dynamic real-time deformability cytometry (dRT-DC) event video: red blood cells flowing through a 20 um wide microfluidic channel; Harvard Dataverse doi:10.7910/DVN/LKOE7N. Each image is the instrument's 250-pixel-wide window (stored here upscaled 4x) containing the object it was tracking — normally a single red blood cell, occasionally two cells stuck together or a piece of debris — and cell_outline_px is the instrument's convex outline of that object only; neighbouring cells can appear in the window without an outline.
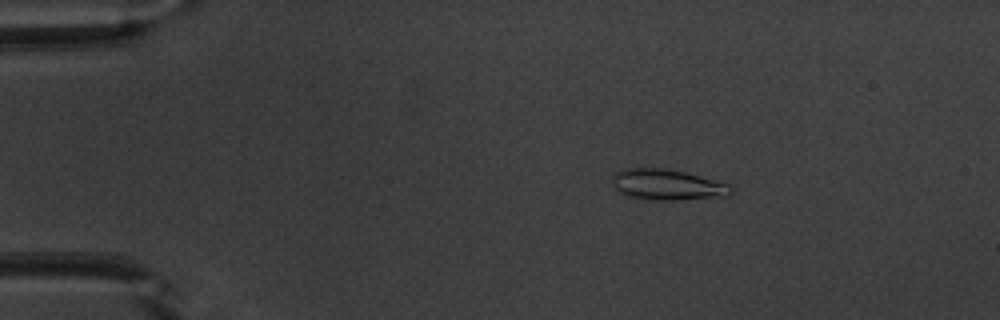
{"species": "common noctule bat (a hibernating species)", "species_latin": "Nyctalus noctula", "temperature_condition": "warm", "stored_images_in_passage": 50, "camera_frame_rate_fps": 3000, "um_per_image_px": 0.085, "animal": {"sex": "male", "body_mass_g": 20.1, "forearm_length_mm": 53.5}, "frame": {"image": 1, "passage_image": 8, "time_ms": 2.333, "image_size_px": [1000, 320], "cell_outline_px": [[732, 192], [728, 196], [676, 200], [652, 200], [632, 196], [620, 192], [612, 188], [612, 176], [616, 172], [624, 168], [668, 168], [684, 172], [728, 184], [732, 188]], "centroid_in_image_um": [56.68, 15.69], "position_along_channel_um": 28.3, "area_um2": 21.21}}
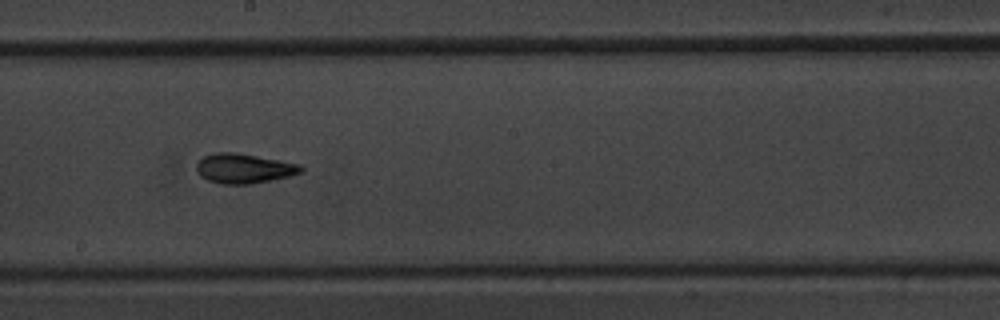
{"frame": {"image": 2, "passage_image": 28, "time_ms": 9.0, "image_size_px": [1000, 320], "cell_outline_px": [[304, 172], [288, 176], [248, 184], [220, 184], [208, 180], [200, 176], [196, 172], [196, 164], [204, 156], [212, 152], [236, 152], [280, 160], [300, 164], [304, 168]], "centroid_in_image_um": [20.71, 14.3], "position_along_channel_um": 227.5, "area_um2": 18.15}}
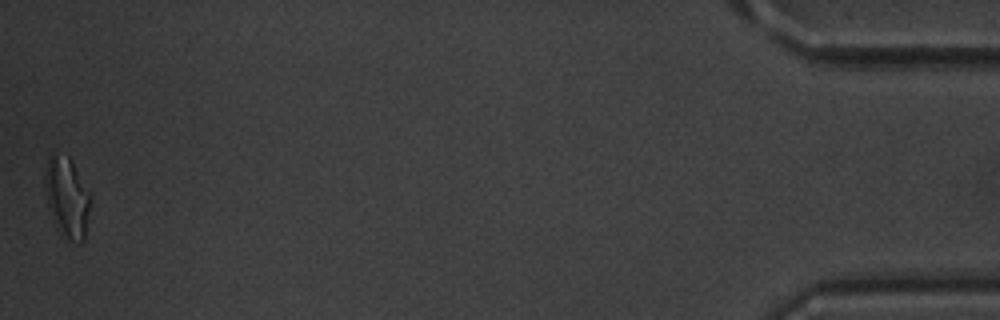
{"frame": {"image": 3, "passage_image": 50, "time_ms": 16.333, "image_size_px": [1000, 320], "cell_outline_px": [[92, 196], [84, 240], [80, 244], [68, 240], [60, 236], [56, 228], [48, 204], [44, 188], [44, 172], [48, 156], [52, 152], [68, 156], [72, 160]], "centroid_in_image_um": [5.69, 16.77], "position_along_channel_um": 429.5, "area_um2": 21.91}, "authors_computed_cell_mechanics": {"area_um2": 17.9758, "velocity_mm_per_s": 3.9643, "shape_relaxation_time_tau1_ms": 4.4176, "shape_relaxation_time_tau2_ms": 2.9949, "deformation_change_tau1": 0.1602, "deformation_change_tau2": 0.0826}}